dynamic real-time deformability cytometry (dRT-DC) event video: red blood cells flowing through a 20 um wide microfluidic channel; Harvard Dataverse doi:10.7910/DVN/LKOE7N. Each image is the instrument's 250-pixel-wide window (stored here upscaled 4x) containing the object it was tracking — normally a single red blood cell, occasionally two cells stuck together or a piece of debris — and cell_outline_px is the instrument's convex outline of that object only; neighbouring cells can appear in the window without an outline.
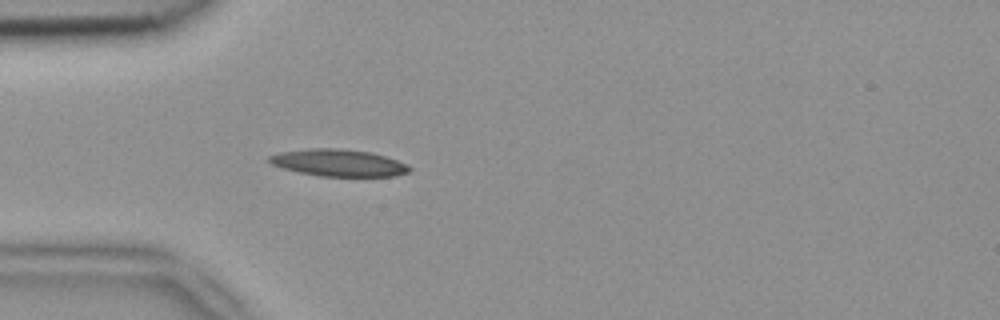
{"species": "common noctule bat (a hibernating species)", "species_latin": "Nyctalus noctula", "temperature_condition": "room temperature", "stored_images_in_passage": 3, "camera_frame_rate_fps": 3000, "um_per_image_px": 0.085, "animal": {"sex": "female", "body_mass_g": 18.4}, "frame": {"image": 1, "passage_image": 3, "time_ms": 0.667, "image_size_px": [1000, 320], "cell_outline_px": [[412, 168], [408, 172], [396, 176], [320, 176], [300, 172], [284, 168], [272, 164], [268, 160], [268, 156], [280, 152], [312, 148], [332, 148], [368, 152], [384, 156], [408, 164]], "centroid_in_image_um": [28.78, 13.84], "position_along_channel_um": 56.2, "area_um2": 21.73}}